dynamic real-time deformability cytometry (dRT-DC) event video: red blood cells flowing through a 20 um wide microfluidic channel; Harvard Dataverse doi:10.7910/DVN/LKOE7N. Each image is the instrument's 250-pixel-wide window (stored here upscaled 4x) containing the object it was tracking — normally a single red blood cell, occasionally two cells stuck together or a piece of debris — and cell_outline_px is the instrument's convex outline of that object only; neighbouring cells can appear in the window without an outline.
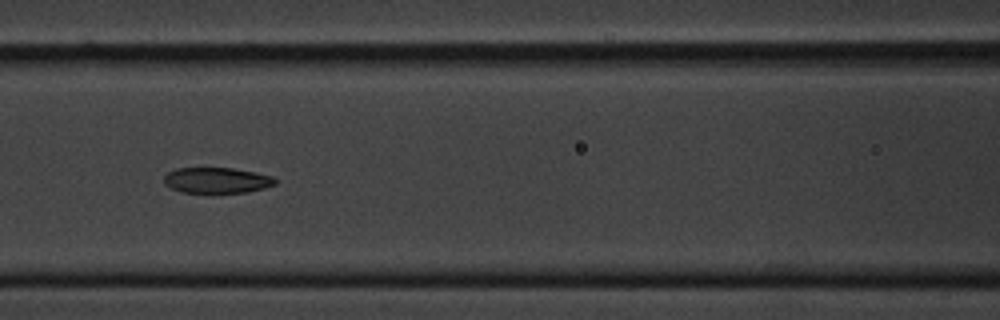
{"species": "common noctule bat (a hibernating species)", "species_latin": "Nyctalus noctula", "temperature_condition": "cold", "stored_images_in_passage": 11, "camera_frame_rate_fps": 3000, "um_per_image_px": 0.085, "animal": {"sex": "male", "body_mass_g": 20.1, "forearm_length_mm": 53.5}, "frame": {"image": 1, "passage_image": 7, "time_ms": 2.0, "image_size_px": [1000, 320], "cell_outline_px": [[276, 184], [264, 188], [248, 192], [208, 196], [180, 192], [164, 184], [164, 176], [168, 172], [176, 168], [232, 168], [256, 172], [272, 176], [276, 180]], "centroid_in_image_um": [18.4, 15.38], "position_along_channel_um": 148.2, "area_um2": 17.57}}
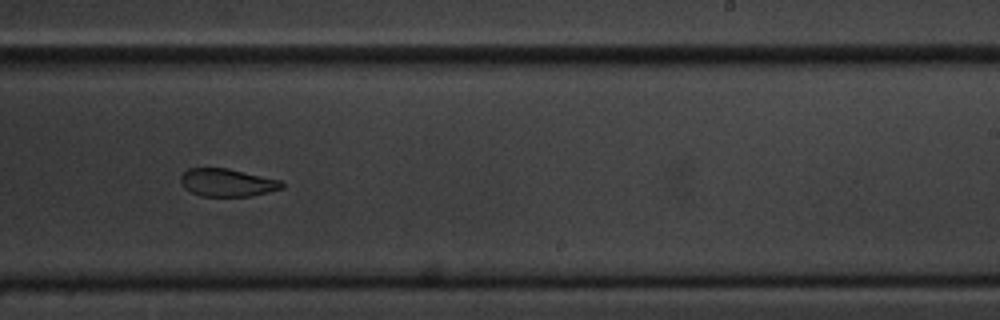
{"frame": {"image": 2, "passage_image": 10, "time_ms": 3.0, "image_size_px": [1000, 320], "cell_outline_px": [[284, 188], [252, 196], [200, 196], [184, 188], [180, 184], [180, 176], [188, 168], [228, 168], [280, 180], [284, 184]], "centroid_in_image_um": [19.3, 15.52], "position_along_channel_um": 269.7, "area_um2": 16.47}}
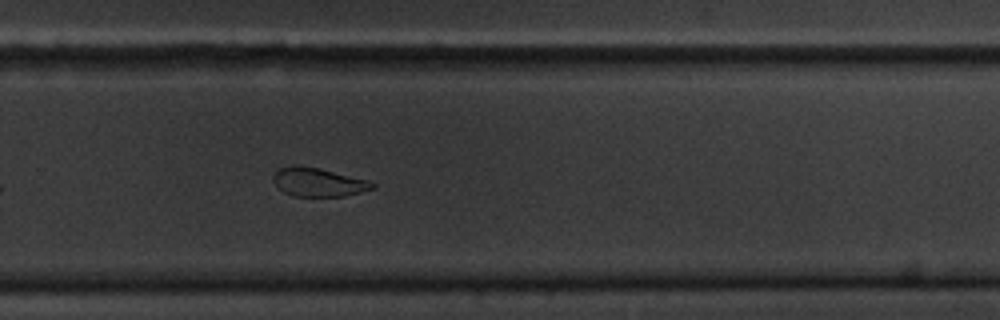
{"frame": {"image": 3, "passage_image": 11, "time_ms": 3.333, "image_size_px": [1000, 320], "cell_outline_px": [[376, 188], [344, 196], [292, 196], [284, 192], [272, 180], [272, 176], [280, 168], [292, 164], [300, 164], [320, 168], [368, 180], [376, 184]], "centroid_in_image_um": [27.05, 15.47], "position_along_channel_um": 302.8, "area_um2": 16.7}}